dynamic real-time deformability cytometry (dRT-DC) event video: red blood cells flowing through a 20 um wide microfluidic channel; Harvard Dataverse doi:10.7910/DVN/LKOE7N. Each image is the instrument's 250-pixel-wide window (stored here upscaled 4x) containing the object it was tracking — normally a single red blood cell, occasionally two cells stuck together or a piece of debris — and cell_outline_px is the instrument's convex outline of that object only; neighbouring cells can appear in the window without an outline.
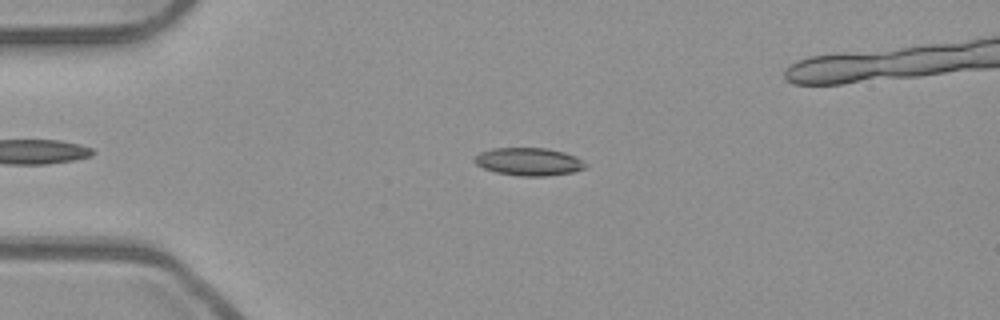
{"species": "common noctule bat (a hibernating species)", "species_latin": "Nyctalus noctula", "temperature_condition": "room temperature", "stored_images_in_passage": 48, "camera_frame_rate_fps": 3000, "um_per_image_px": 0.085, "animal": {"sex": "male", "body_mass_g": 23.1, "forearm_length_mm": 52.7}, "frame": {"image": 1, "passage_image": 13, "time_ms": 4.0, "image_size_px": [1000, 320], "cell_outline_px": [[588, 164], [584, 168], [572, 172], [548, 176], [520, 176], [496, 172], [484, 168], [476, 164], [472, 160], [480, 152], [492, 148], [548, 148], [564, 152], [576, 156]], "centroid_in_image_um": [44.95, 13.74], "position_along_channel_um": 40.0, "area_um2": 18.03}}
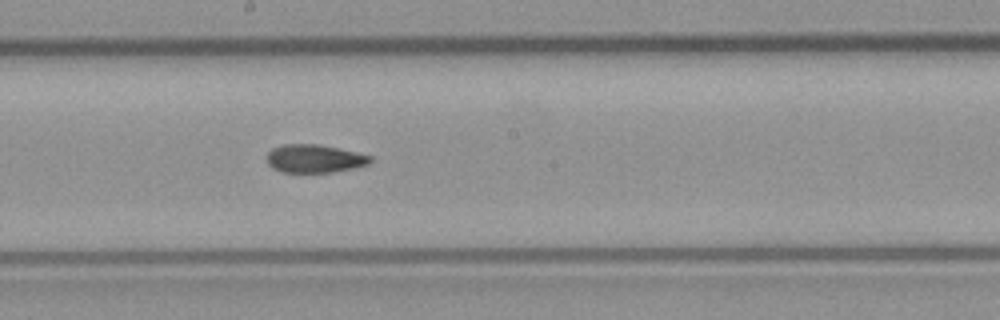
{"frame": {"image": 2, "passage_image": 29, "time_ms": 9.333, "image_size_px": [1000, 320], "cell_outline_px": [[372, 160], [368, 164], [352, 168], [332, 172], [284, 172], [272, 168], [268, 164], [268, 152], [272, 148], [284, 144], [320, 144], [356, 152], [372, 156]], "centroid_in_image_um": [26.73, 13.47], "position_along_channel_um": 221.5, "area_um2": 16.88}}
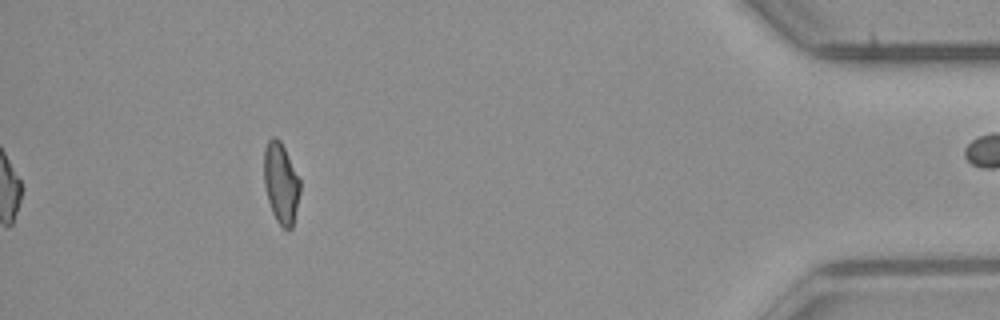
{"frame": {"image": 3, "passage_image": 48, "time_ms": 15.667, "image_size_px": [1000, 320], "cell_outline_px": [[300, 192], [292, 228], [284, 228], [276, 220], [272, 212], [268, 200], [264, 184], [264, 148], [268, 140], [272, 136], [276, 136], [280, 140], [300, 180]], "centroid_in_image_um": [23.87, 15.54], "position_along_channel_um": 411.3, "area_um2": 16.82}, "authors_computed_cell_mechanics": {"area_um2": 17.1955, "velocity_mm_per_s": 3.9596, "shape_relaxation_time_tau1_ms": null, "shape_relaxation_time_tau2_ms": 2.9362, "deformation_change_tau1": null, "deformation_change_tau2": 0.0994}}